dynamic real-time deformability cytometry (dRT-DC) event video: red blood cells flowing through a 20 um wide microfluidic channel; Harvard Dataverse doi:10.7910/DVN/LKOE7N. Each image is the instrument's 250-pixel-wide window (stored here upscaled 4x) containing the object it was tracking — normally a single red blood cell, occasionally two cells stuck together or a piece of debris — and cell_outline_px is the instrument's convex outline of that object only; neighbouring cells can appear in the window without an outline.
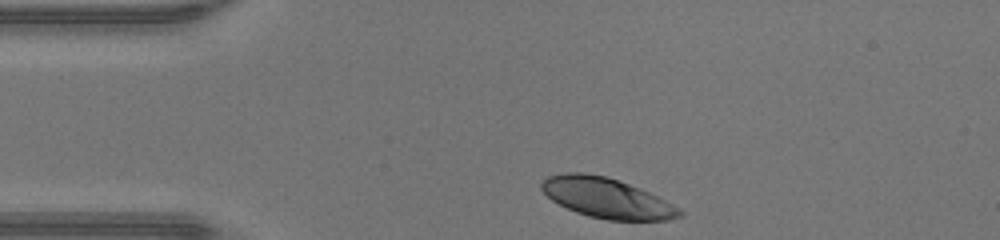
{"species": "human", "species_latin": "Homo sapiens", "temperature_condition": "warm", "stored_images_in_passage": 30, "camera_frame_rate_fps": 3000, "um_per_image_px": 0.085, "donor": {"sex": "male"}, "frame": {"image": 1, "passage_image": 1, "time_ms": 0.0, "image_size_px": [1000, 240], "cell_outline_px": [[684, 216], [668, 220], [608, 220], [588, 216], [576, 212], [552, 200], [540, 188], [540, 184], [548, 176], [564, 172], [584, 172], [604, 176], [640, 188], [680, 208], [684, 212]], "centroid_in_image_um": [51.58, 16.83], "position_along_channel_um": 33.4, "area_um2": 32.02}}
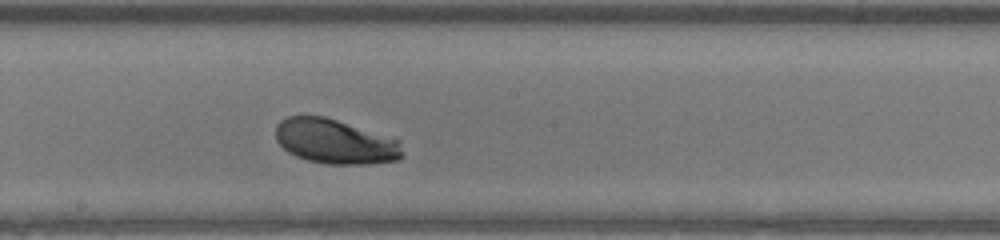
{"frame": {"image": 2, "passage_image": 17, "time_ms": 5.333, "image_size_px": [1000, 240], "cell_outline_px": [[404, 156], [400, 160], [372, 164], [328, 164], [308, 160], [296, 156], [288, 152], [276, 140], [276, 124], [280, 120], [288, 116], [324, 116], [400, 140]], "centroid_in_image_um": [28.51, 12.04], "position_along_channel_um": 219.7, "area_um2": 33.06}}
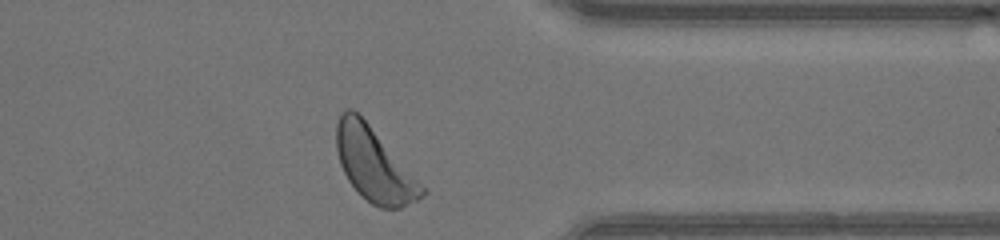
{"frame": {"image": 3, "passage_image": 29, "time_ms": 9.333, "image_size_px": [1000, 240], "cell_outline_px": [[428, 192], [424, 196], [400, 208], [380, 208], [372, 204], [348, 180], [340, 164], [336, 148], [336, 124], [340, 112], [344, 108], [352, 108], [368, 124]], "centroid_in_image_um": [31.76, 13.98], "position_along_channel_um": 379.6, "area_um2": 35.6}, "authors_computed_cell_mechanics": {"area_um2": 33.0616, "velocity_mm_per_s": 4.2758, "shape_relaxation_time_tau1_ms": 1.9722, "shape_relaxation_time_tau2_ms": null, "deformation_change_tau1": 0.1418, "deformation_change_tau2": null}}